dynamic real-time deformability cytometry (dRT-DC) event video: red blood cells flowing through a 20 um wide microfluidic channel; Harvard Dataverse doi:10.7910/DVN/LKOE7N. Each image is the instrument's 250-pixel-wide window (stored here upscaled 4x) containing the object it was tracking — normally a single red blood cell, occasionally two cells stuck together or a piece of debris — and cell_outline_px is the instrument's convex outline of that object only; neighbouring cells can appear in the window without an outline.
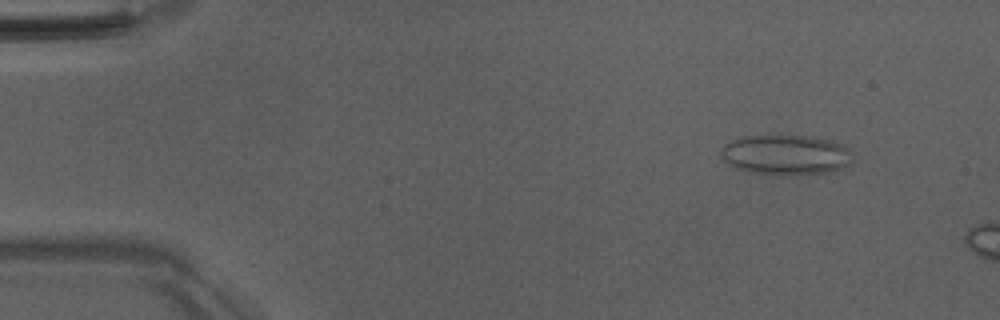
{"species": "Egyptian fruit bat (a non-hibernating species)", "species_latin": "Rousettus aegyptiacus", "temperature_condition": "room temperature", "stored_images_in_passage": 10, "camera_frame_rate_fps": 3000, "um_per_image_px": 0.085, "animal": {"sex": "male"}, "frame": {"image": 1, "passage_image": 5, "time_ms": 1.333, "image_size_px": [1000, 320], "cell_outline_px": [[852, 164], [828, 172], [748, 172], [724, 160], [720, 152], [724, 144], [740, 136], [804, 136], [832, 140], [844, 144], [852, 152]], "centroid_in_image_um": [66.83, 13.1], "position_along_channel_um": 18.2, "area_um2": 29.71}}